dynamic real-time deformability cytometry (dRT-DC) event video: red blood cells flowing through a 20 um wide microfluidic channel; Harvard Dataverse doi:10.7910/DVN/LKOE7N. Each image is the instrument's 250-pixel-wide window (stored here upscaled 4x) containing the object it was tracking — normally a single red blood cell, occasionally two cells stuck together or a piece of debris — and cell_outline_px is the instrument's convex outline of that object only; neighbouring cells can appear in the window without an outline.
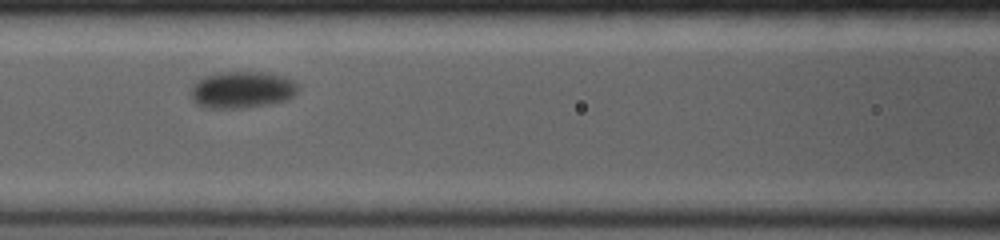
{"species": "common noctule bat (a hibernating species)", "species_latin": "Nyctalus noctula", "temperature_condition": "room temperature", "stored_images_in_passage": 8, "camera_frame_rate_fps": 4000, "um_per_image_px": 0.085, "animal": {"sex": "female", "body_mass_g": 19.0, "forearm_length_mm": 53.3}, "frame": {"image": 1, "passage_image": 6, "time_ms": 2.75, "image_size_px": [1000, 240], "cell_outline_px": [[296, 92], [288, 100], [240, 108], [208, 108], [196, 104], [192, 100], [192, 84], [204, 76], [216, 72], [264, 72], [284, 76], [292, 80], [296, 84]], "centroid_in_image_um": [20.53, 7.62], "position_along_channel_um": 146.1, "area_um2": 22.83}}
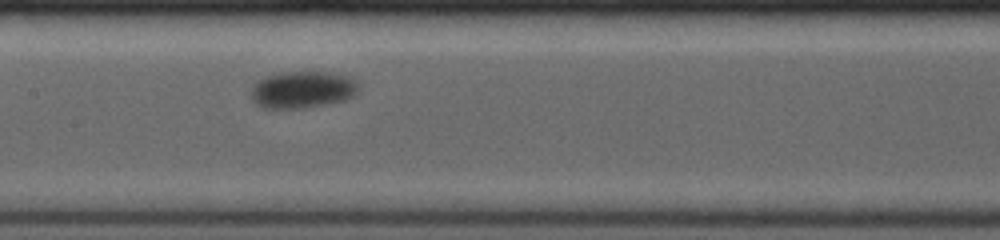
{"frame": {"image": 2, "passage_image": 8, "time_ms": 3.75, "image_size_px": [1000, 240], "cell_outline_px": [[356, 96], [344, 100], [304, 108], [264, 108], [256, 104], [252, 100], [252, 88], [264, 76], [276, 72], [332, 72], [352, 76], [356, 80]], "centroid_in_image_um": [25.73, 7.6], "position_along_channel_um": 181.7, "area_um2": 23.24}}